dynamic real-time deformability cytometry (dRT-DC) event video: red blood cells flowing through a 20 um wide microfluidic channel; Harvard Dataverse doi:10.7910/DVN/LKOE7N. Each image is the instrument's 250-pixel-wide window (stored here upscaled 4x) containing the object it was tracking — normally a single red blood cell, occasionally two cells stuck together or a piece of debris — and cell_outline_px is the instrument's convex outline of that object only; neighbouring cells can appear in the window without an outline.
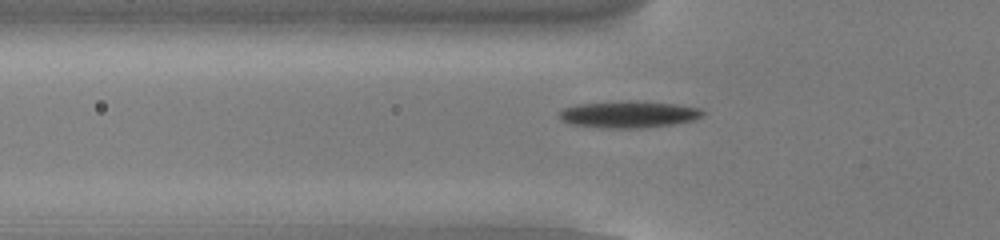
{"species": "common noctule bat (a hibernating species)", "species_latin": "Nyctalus noctula", "temperature_condition": "cold", "stored_images_in_passage": 43, "camera_frame_rate_fps": 3000, "um_per_image_px": 0.085, "animal": {"sex": "male", "body_mass_g": 13.0, "forearm_length_mm": 53.1}, "frame": {"image": 1, "passage_image": 7, "time_ms": 2.0, "image_size_px": [1000, 240], "cell_outline_px": [[704, 116], [696, 120], [672, 124], [640, 128], [600, 128], [568, 124], [560, 120], [560, 112], [564, 108], [576, 104], [628, 100], [676, 104], [700, 108], [704, 112]], "centroid_in_image_um": [53.43, 9.72], "position_along_channel_um": 72.4, "area_um2": 22.66}}
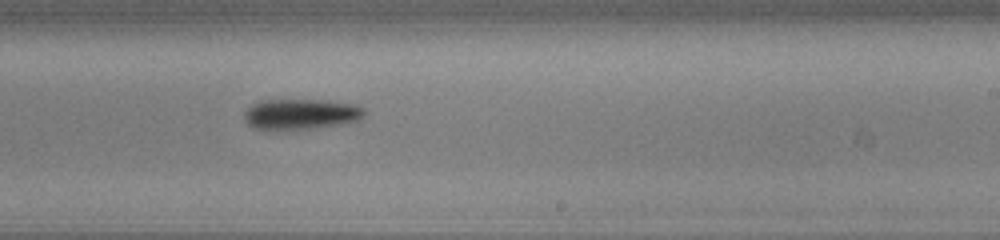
{"frame": {"image": 2, "passage_image": 22, "time_ms": 7.0, "image_size_px": [1000, 240], "cell_outline_px": [[364, 116], [360, 120], [316, 128], [288, 132], [264, 132], [252, 128], [244, 120], [244, 112], [252, 104], [260, 100], [320, 100], [356, 104], [364, 108]], "centroid_in_image_um": [25.48, 9.75], "position_along_channel_um": 263.5, "area_um2": 22.31}}
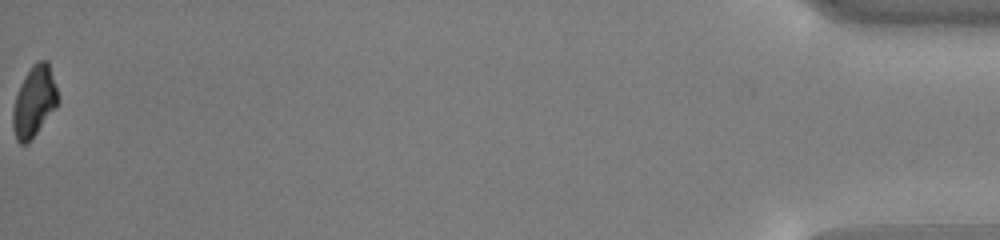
{"frame": {"image": 3, "passage_image": 43, "time_ms": 14.0, "image_size_px": [1000, 240], "cell_outline_px": [[60, 100], [56, 108], [28, 144], [20, 144], [16, 140], [12, 128], [12, 112], [16, 96], [20, 84], [32, 64], [36, 60], [48, 60]], "centroid_in_image_um": [2.91, 8.64], "position_along_channel_um": 432.3, "area_um2": 18.84}, "authors_computed_cell_mechanics": {"area_um2": 20.7502, "velocity_mm_per_s": 3.8305, "shape_relaxation_time_tau1_ms": 2.3072, "shape_relaxation_time_tau2_ms": null, "deformation_change_tau1": 0.1178, "deformation_change_tau2": null}}